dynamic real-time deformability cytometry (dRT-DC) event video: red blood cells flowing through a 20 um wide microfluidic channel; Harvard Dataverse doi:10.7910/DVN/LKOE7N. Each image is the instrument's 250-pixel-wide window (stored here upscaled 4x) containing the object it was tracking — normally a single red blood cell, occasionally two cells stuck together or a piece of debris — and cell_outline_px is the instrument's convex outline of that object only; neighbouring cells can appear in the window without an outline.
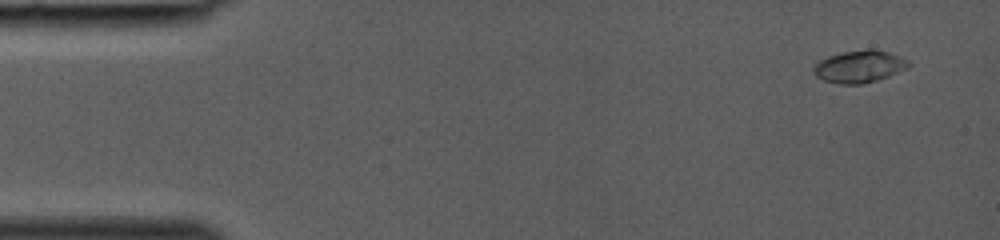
{"species": "common noctule bat (a hibernating species)", "species_latin": "Nyctalus noctula", "temperature_condition": "room temperature", "stored_images_in_passage": 37, "camera_frame_rate_fps": 3000, "um_per_image_px": 0.085, "animal": {"sex": "female", "body_mass_g": 19.0, "forearm_length_mm": 53.3}, "frame": {"image": 1, "passage_image": 1, "time_ms": 0.0, "image_size_px": [1000, 240], "cell_outline_px": [[912, 64], [908, 68], [888, 76], [876, 80], [860, 84], [840, 84], [824, 80], [816, 76], [812, 68], [820, 60], [828, 56], [840, 52], [868, 48], [888, 52], [900, 56], [908, 60]], "centroid_in_image_um": [73.06, 5.64], "position_along_channel_um": 11.9, "area_um2": 17.86}}
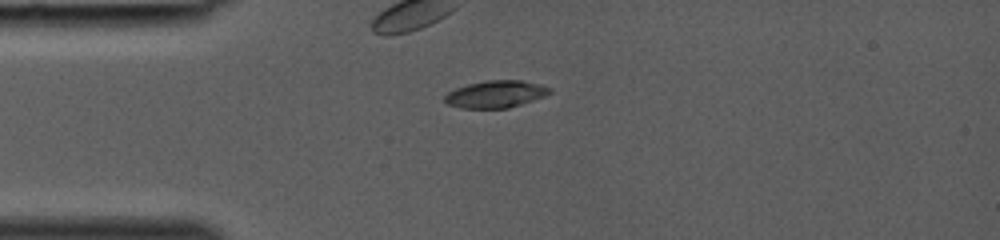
{"frame": {"image": 2, "passage_image": 9, "time_ms": 2.667, "image_size_px": [1000, 240], "cell_outline_px": [[552, 92], [544, 96], [508, 108], [460, 108], [448, 104], [444, 100], [444, 96], [448, 92], [456, 88], [468, 84], [484, 80], [520, 80], [540, 84], [552, 88]], "centroid_in_image_um": [42.13, 7.99], "position_along_channel_um": 42.9, "area_um2": 16.59}}
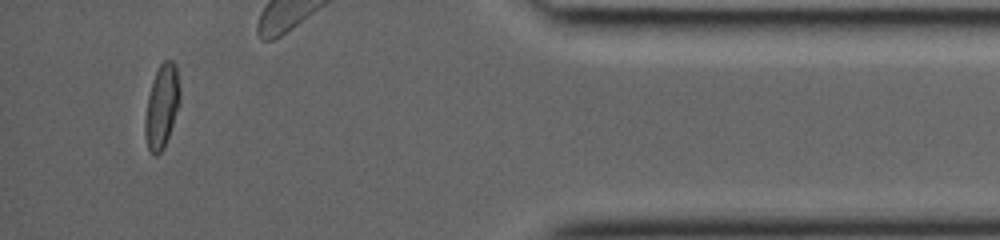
{"frame": {"image": 3, "passage_image": 35, "time_ms": 11.333, "image_size_px": [1000, 240], "cell_outline_px": [[180, 104], [164, 148], [156, 156], [152, 156], [148, 148], [144, 136], [144, 120], [148, 96], [152, 80], [160, 64], [164, 60], [172, 60], [176, 64], [180, 88]], "centroid_in_image_um": [13.75, 9.05], "position_along_channel_um": 421.5, "area_um2": 17.28}}